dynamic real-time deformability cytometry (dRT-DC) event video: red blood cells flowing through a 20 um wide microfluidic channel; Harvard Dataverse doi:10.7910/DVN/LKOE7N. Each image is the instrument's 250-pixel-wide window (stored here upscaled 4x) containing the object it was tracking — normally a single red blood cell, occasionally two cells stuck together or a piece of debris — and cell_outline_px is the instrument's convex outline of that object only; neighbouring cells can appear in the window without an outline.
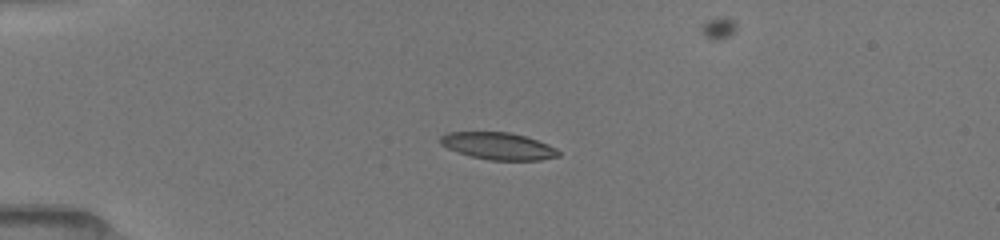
{"species": "common noctule bat (a hibernating species)", "species_latin": "Nyctalus noctula", "temperature_condition": "room temperature", "stored_images_in_passage": 23, "camera_frame_rate_fps": 3000, "um_per_image_px": 0.085, "animal": {"sex": "female", "body_mass_g": 19.5, "forearm_length_mm": 54.1}, "frame": {"image": 1, "passage_image": 1, "time_ms": 0.0, "image_size_px": [1000, 240], "cell_outline_px": [[560, 156], [540, 160], [488, 160], [472, 156], [448, 148], [440, 144], [440, 136], [448, 132], [508, 132], [524, 136], [548, 144], [556, 148], [560, 152]], "centroid_in_image_um": [42.37, 12.41], "position_along_channel_um": 42.6, "area_um2": 18.5}}
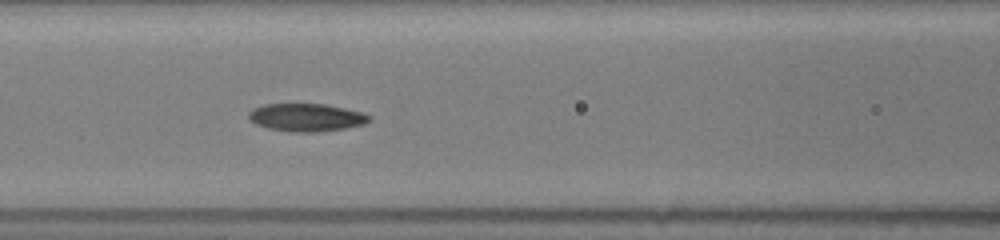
{"frame": {"image": 2, "passage_image": 13, "time_ms": 3.333, "image_size_px": [1000, 240], "cell_outline_px": [[372, 120], [364, 124], [344, 128], [316, 132], [296, 132], [268, 128], [256, 124], [248, 120], [248, 112], [252, 108], [264, 104], [324, 104], [364, 112], [372, 116]], "centroid_in_image_um": [26.04, 9.97], "position_along_channel_um": 140.6, "area_um2": 19.65}}
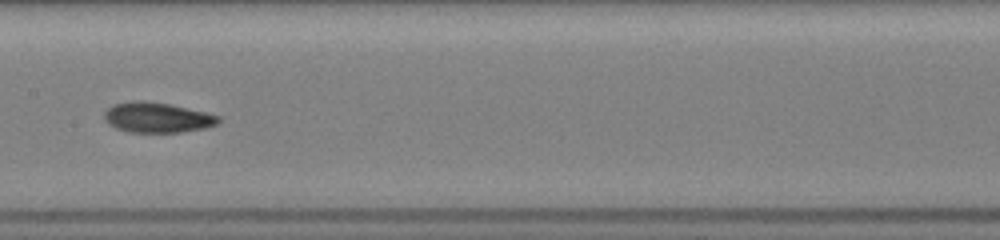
{"frame": {"image": 3, "passage_image": 20, "time_ms": 4.667, "image_size_px": [1000, 240], "cell_outline_px": [[220, 120], [216, 124], [204, 128], [180, 132], [128, 132], [116, 128], [108, 124], [104, 120], [104, 112], [112, 104], [132, 100], [144, 100], [168, 104], [204, 112], [220, 116]], "centroid_in_image_um": [13.3, 9.98], "position_along_channel_um": 194.1, "area_um2": 20.06}}